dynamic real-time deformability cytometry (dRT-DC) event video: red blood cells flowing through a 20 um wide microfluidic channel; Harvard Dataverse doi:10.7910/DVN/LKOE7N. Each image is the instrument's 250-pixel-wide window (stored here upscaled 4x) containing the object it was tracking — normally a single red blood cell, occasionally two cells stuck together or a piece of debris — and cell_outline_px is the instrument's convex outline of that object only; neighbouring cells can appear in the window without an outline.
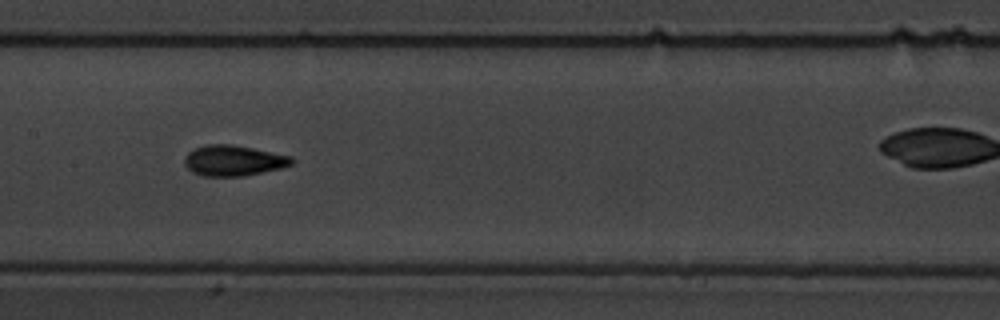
{"species": "common noctule bat (a hibernating species)", "species_latin": "Nyctalus noctula", "temperature_condition": "warm", "stored_images_in_passage": 12, "camera_frame_rate_fps": 3000, "um_per_image_px": 0.085, "animal": {"sex": "male", "body_mass_g": 19.5, "forearm_length_mm": 54.6}, "frame": {"image": 1, "passage_image": 7, "time_ms": 8.333, "image_size_px": [1000, 320], "cell_outline_px": [[296, 160], [292, 164], [280, 168], [244, 176], [204, 176], [192, 172], [184, 164], [184, 156], [188, 152], [204, 144], [232, 144], [292, 156]], "centroid_in_image_um": [19.84, 13.64], "position_along_channel_um": 187.6, "area_um2": 19.19}}
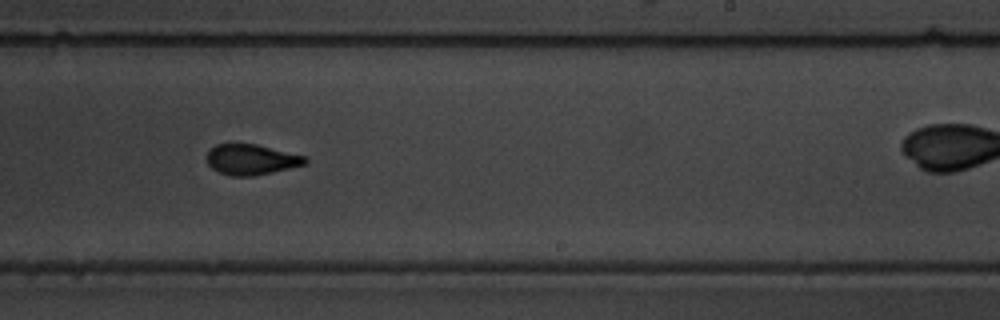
{"frame": {"image": 2, "passage_image": 9, "time_ms": 10.667, "image_size_px": [1000, 320], "cell_outline_px": [[308, 164], [272, 172], [252, 176], [228, 176], [212, 168], [208, 164], [208, 152], [216, 144], [256, 144], [308, 156]], "centroid_in_image_um": [21.42, 13.56], "position_along_channel_um": 267.6, "area_um2": 17.51}}